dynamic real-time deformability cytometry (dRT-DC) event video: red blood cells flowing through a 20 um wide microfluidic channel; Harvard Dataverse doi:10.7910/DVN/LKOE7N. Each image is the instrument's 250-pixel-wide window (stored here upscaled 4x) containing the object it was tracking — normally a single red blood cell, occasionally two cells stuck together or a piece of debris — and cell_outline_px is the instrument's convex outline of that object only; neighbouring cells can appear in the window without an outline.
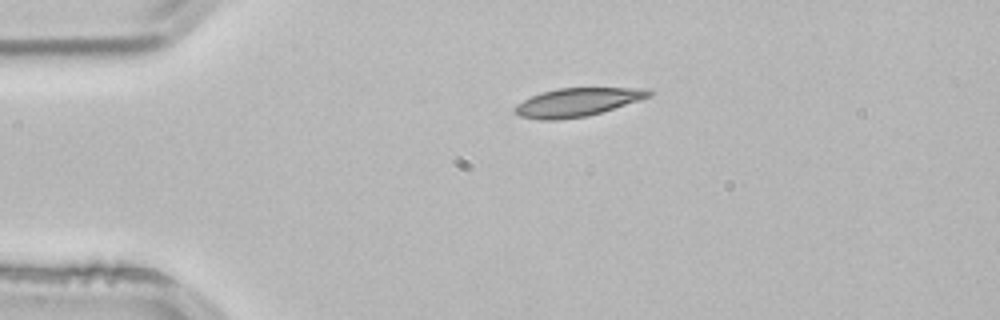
{"species": "common noctule bat (a hibernating species)", "species_latin": "Nyctalus noctula", "temperature_condition": "room temperature", "stored_images_in_passage": 3, "camera_frame_rate_fps": 3000, "um_per_image_px": 0.085, "animal": {"sex": "male", "body_mass_g": 21.5, "forearm_length_mm": 52.0}, "frame": {"image": 1, "passage_image": 3, "time_ms": 0.667, "image_size_px": [1000, 320], "cell_outline_px": [[652, 96], [588, 116], [556, 120], [540, 120], [520, 116], [512, 112], [512, 108], [516, 104], [532, 96], [544, 92], [560, 88], [652, 88]], "centroid_in_image_um": [49.06, 8.69], "position_along_channel_um": 35.9, "area_um2": 22.14}}